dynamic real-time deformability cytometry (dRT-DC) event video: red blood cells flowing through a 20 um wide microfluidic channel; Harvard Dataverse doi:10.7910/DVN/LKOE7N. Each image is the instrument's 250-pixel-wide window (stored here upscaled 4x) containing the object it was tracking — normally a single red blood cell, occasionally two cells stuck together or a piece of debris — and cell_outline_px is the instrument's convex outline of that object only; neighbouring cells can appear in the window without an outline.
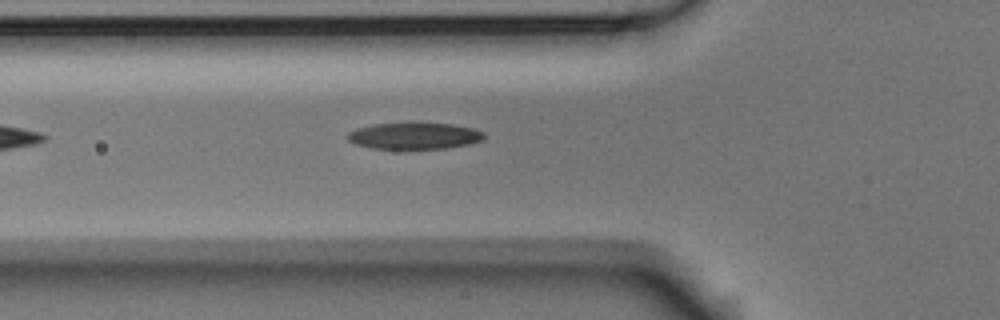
{"species": "Egyptian fruit bat (a non-hibernating species)", "species_latin": "Rousettus aegyptiacus", "temperature_condition": "room temperature", "stored_images_in_passage": 4, "camera_frame_rate_fps": 3000, "um_per_image_px": 0.085, "animal": {"sex": "male"}, "frame": {"image": 1, "passage_image": 4, "time_ms": 1.0, "image_size_px": [1000, 320], "cell_outline_px": [[484, 140], [468, 144], [448, 148], [372, 148], [356, 144], [348, 140], [344, 136], [348, 132], [356, 128], [376, 124], [412, 120], [452, 124], [472, 128], [484, 132]], "centroid_in_image_um": [35.2, 11.5], "position_along_channel_um": 90.6, "area_um2": 21.79}}